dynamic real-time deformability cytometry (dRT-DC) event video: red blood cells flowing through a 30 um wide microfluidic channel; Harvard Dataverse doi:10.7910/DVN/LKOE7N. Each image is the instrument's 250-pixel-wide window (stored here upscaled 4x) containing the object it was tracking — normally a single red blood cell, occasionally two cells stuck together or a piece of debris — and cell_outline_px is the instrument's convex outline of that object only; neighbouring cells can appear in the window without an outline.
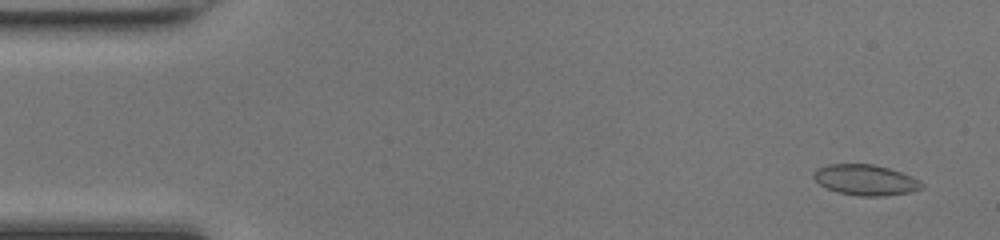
{"species": "common noctule bat (a hibernating species)", "species_latin": "Nyctalus noctula", "temperature_condition": "room temperature", "stored_images_in_passage": 49, "camera_frame_rate_fps": 3000, "um_per_image_px": 0.085, "animal": {"sex": "female", "body_mass_g": 17.0, "forearm_length_mm": 48.0}, "frame": {"image": 1, "passage_image": 3, "time_ms": 0.667, "image_size_px": [1000, 240], "cell_outline_px": [[924, 188], [912, 192], [884, 196], [856, 196], [836, 192], [820, 184], [812, 176], [816, 168], [828, 164], [872, 164], [888, 168], [912, 176], [924, 184]], "centroid_in_image_um": [73.58, 15.3], "position_along_channel_um": 11.4, "area_um2": 19.42}}
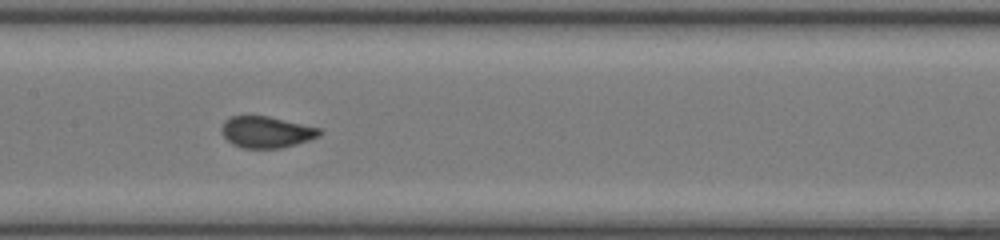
{"frame": {"image": 2, "passage_image": 24, "time_ms": 7.667, "image_size_px": [1000, 240], "cell_outline_px": [[324, 132], [320, 136], [296, 144], [280, 148], [244, 148], [232, 144], [224, 136], [220, 128], [224, 120], [232, 116], [268, 116], [324, 128]], "centroid_in_image_um": [22.69, 11.21], "position_along_channel_um": 184.7, "area_um2": 18.15}}
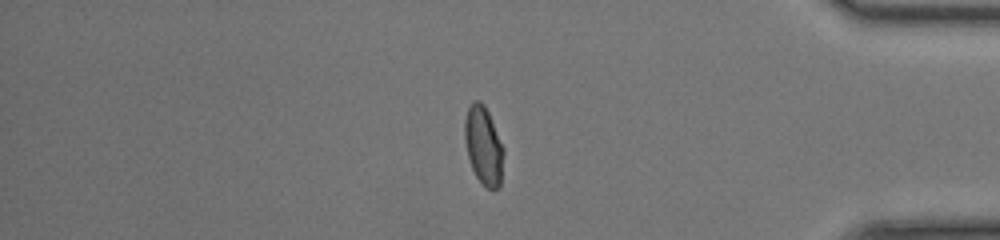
{"frame": {"image": 3, "passage_image": 41, "time_ms": 13.333, "image_size_px": [1000, 240], "cell_outline_px": [[504, 152], [500, 188], [488, 188], [476, 176], [472, 168], [468, 156], [464, 140], [464, 120], [468, 108], [472, 100], [480, 100], [484, 104], [488, 112], [504, 148]], "centroid_in_image_um": [41.09, 12.34], "position_along_channel_um": 394.1, "area_um2": 17.74}, "authors_computed_cell_mechanics": {"area_um2": 18.207, "velocity_mm_per_s": 4.2599, "shape_relaxation_time_tau1_ms": 4.9407, "shape_relaxation_time_tau2_ms": null, "deformation_change_tau1": 0.1509, "deformation_change_tau2": null}}